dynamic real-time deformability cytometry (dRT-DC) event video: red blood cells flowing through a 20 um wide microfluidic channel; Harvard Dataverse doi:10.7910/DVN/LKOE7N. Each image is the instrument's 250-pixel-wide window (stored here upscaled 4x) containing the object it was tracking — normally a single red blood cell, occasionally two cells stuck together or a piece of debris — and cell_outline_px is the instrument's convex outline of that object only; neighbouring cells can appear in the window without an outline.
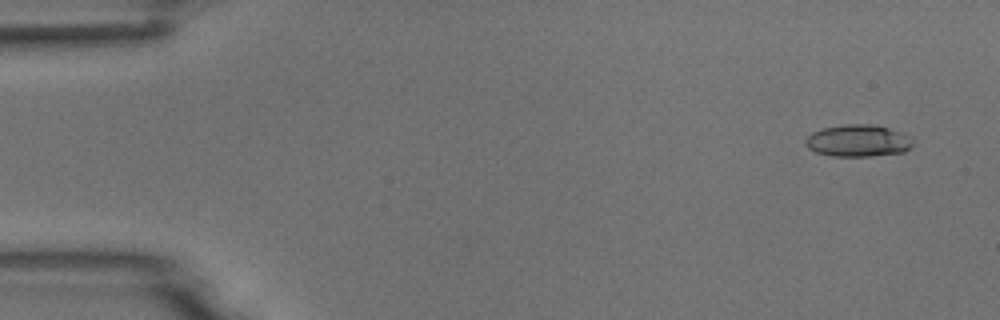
{"species": "common noctule bat (a hibernating species)", "species_latin": "Nyctalus noctula", "temperature_condition": "room temperature", "stored_images_in_passage": 53, "camera_frame_rate_fps": 3000, "um_per_image_px": 0.085, "animal": {"sex": "male", "body_mass_g": 18.8}, "frame": {"image": 1, "passage_image": 3, "time_ms": 0.667, "image_size_px": [1000, 320], "cell_outline_px": [[912, 144], [904, 152], [872, 156], [832, 156], [816, 152], [808, 148], [804, 144], [804, 140], [812, 132], [820, 128], [844, 124], [872, 124], [888, 128], [900, 132], [912, 140]], "centroid_in_image_um": [72.86, 11.96], "position_along_channel_um": 12.1, "area_um2": 20.0}}
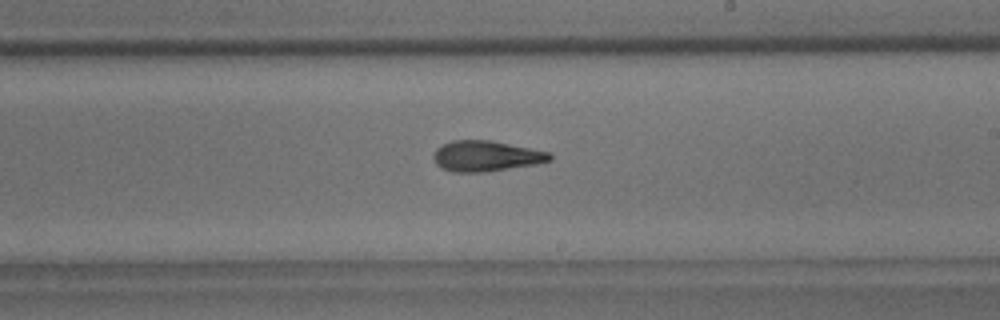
{"frame": {"image": 2, "passage_image": 31, "time_ms": 10.0, "image_size_px": [1000, 320], "cell_outline_px": [[552, 160], [536, 164], [484, 172], [452, 172], [440, 168], [436, 164], [432, 156], [436, 148], [452, 140], [492, 140], [552, 152]], "centroid_in_image_um": [41.32, 13.26], "position_along_channel_um": 247.7, "area_um2": 20.98}}
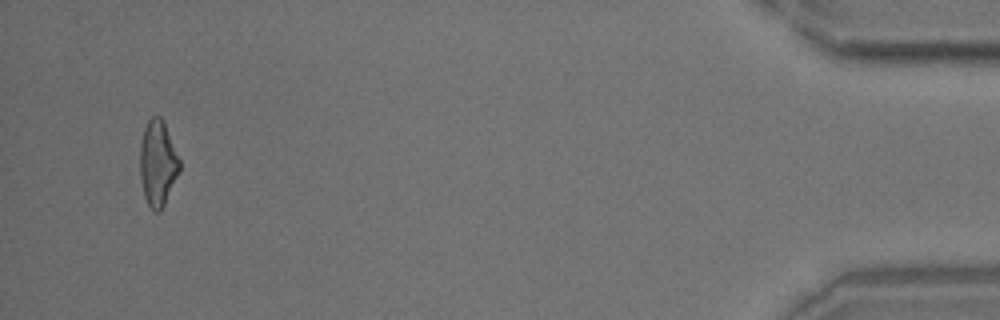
{"frame": {"image": 3, "passage_image": 51, "time_ms": 16.667, "image_size_px": [1000, 320], "cell_outline_px": [[180, 172], [160, 212], [156, 212], [148, 204], [144, 196], [140, 176], [140, 144], [144, 128], [148, 120], [152, 116], [160, 116], [164, 120], [180, 160]], "centroid_in_image_um": [13.42, 13.85], "position_along_channel_um": 421.8, "area_um2": 19.83}}